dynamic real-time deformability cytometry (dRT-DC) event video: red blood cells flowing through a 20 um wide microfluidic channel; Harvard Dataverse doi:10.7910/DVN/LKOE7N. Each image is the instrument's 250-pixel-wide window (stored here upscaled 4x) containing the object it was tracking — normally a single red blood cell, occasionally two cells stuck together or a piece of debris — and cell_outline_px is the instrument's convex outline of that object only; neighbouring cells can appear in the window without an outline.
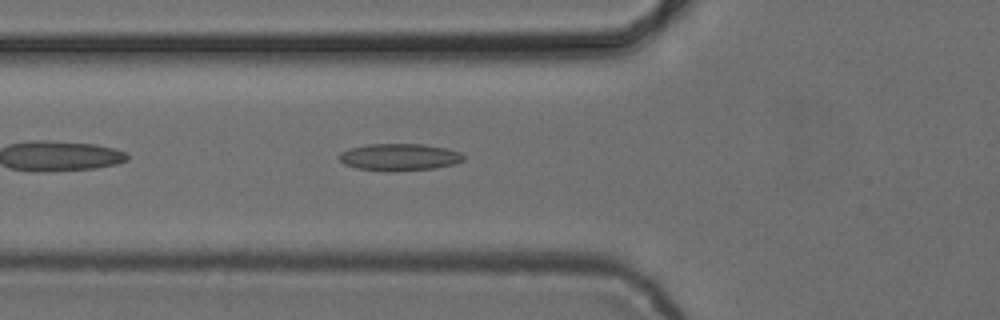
{"species": "common noctule bat (a hibernating species)", "species_latin": "Nyctalus noctula", "temperature_condition": "cold", "stored_images_in_passage": 35, "camera_frame_rate_fps": 3000, "um_per_image_px": 0.085, "animal": {"sex": "female", "body_mass_g": 24.6, "forearm_length_mm": 56.2}, "frame": {"image": 1, "passage_image": 5, "time_ms": 1.333, "image_size_px": [1000, 320], "cell_outline_px": [[464, 160], [456, 164], [436, 168], [396, 172], [388, 172], [356, 168], [344, 164], [340, 160], [340, 152], [348, 148], [368, 144], [424, 144], [444, 148], [460, 152], [464, 156]], "centroid_in_image_um": [33.95, 13.37], "position_along_channel_um": 91.9, "area_um2": 19.88}}
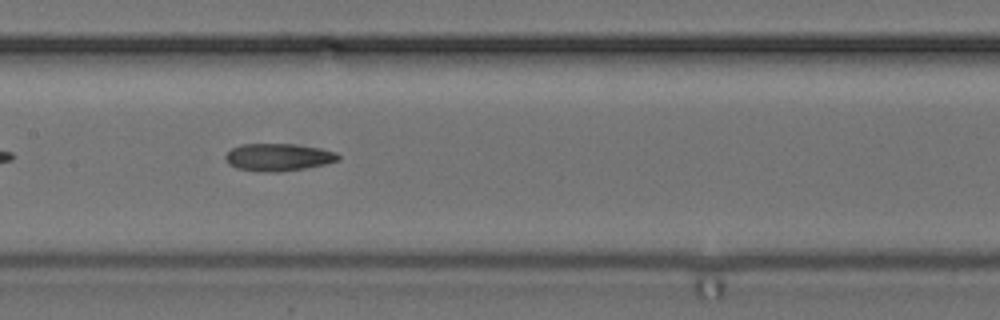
{"frame": {"image": 2, "passage_image": 12, "time_ms": 3.667, "image_size_px": [1000, 320], "cell_outline_px": [[340, 160], [324, 164], [304, 168], [280, 172], [260, 172], [236, 168], [228, 164], [224, 156], [232, 148], [240, 144], [292, 144], [320, 148], [336, 152], [340, 156]], "centroid_in_image_um": [23.63, 13.37], "position_along_channel_um": 183.8, "area_um2": 18.09}}
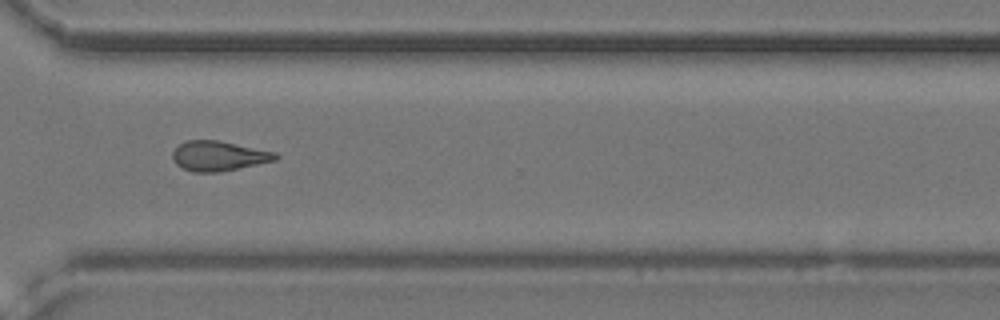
{"frame": {"image": 3, "passage_image": 25, "time_ms": 8.0, "image_size_px": [1000, 320], "cell_outline_px": [[280, 156], [276, 160], [220, 172], [192, 172], [176, 164], [172, 160], [172, 152], [184, 140], [216, 140], [276, 152]], "centroid_in_image_um": [18.57, 13.26], "position_along_channel_um": 352.0, "area_um2": 17.86}, "authors_computed_cell_mechanics": {"area_um2": 17.918, "velocity_mm_per_s": 3.8947, "shape_relaxation_time_tau1_ms": null, "shape_relaxation_time_tau2_ms": 5.459, "deformation_change_tau1": null, "deformation_change_tau2": 0.1645}}